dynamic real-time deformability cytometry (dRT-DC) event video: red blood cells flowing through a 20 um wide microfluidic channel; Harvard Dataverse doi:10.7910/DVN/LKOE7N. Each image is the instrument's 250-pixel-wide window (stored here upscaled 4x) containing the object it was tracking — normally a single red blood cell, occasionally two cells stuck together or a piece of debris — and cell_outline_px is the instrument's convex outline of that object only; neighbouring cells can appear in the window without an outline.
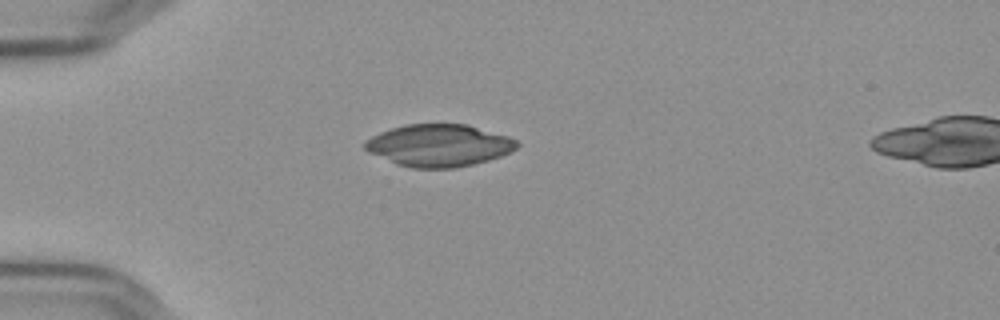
{"species": "Egyptian fruit bat (a non-hibernating species)", "species_latin": "Rousettus aegyptiacus", "temperature_condition": "cold", "stored_images_in_passage": 41, "camera_frame_rate_fps": 3000, "um_per_image_px": 0.085, "frame": {"image": 1, "passage_image": 1, "time_ms": 0.0, "image_size_px": [1000, 320], "cell_outline_px": [[520, 144], [512, 152], [488, 160], [456, 168], [412, 168], [396, 164], [368, 152], [364, 148], [364, 140], [380, 132], [404, 124], [468, 124], [508, 136], [516, 140]], "centroid_in_image_um": [37.3, 12.36], "position_along_channel_um": 47.7, "area_um2": 37.51}}
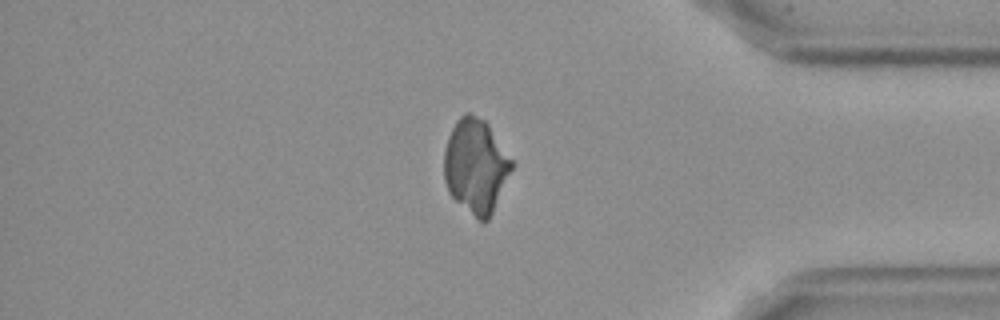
{"frame": {"image": 2, "passage_image": 33, "time_ms": 10.667, "image_size_px": [1000, 320], "cell_outline_px": [[512, 168], [492, 212], [488, 220], [476, 220], [448, 192], [444, 180], [444, 152], [448, 136], [456, 120], [464, 112], [468, 112], [484, 120], [488, 124], [512, 160]], "centroid_in_image_um": [40.41, 14.1], "position_along_channel_um": 394.8, "area_um2": 36.76}}
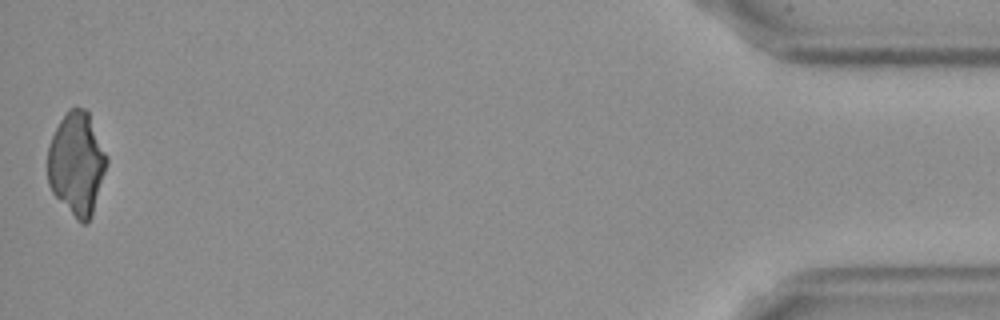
{"frame": {"image": 3, "passage_image": 41, "time_ms": 13.333, "image_size_px": [1000, 320], "cell_outline_px": [[108, 164], [92, 216], [88, 224], [80, 224], [76, 220], [52, 192], [48, 184], [48, 144], [60, 120], [68, 108], [76, 104], [84, 108], [88, 112], [108, 156]], "centroid_in_image_um": [6.53, 13.9], "position_along_channel_um": 428.7, "area_um2": 36.01}}